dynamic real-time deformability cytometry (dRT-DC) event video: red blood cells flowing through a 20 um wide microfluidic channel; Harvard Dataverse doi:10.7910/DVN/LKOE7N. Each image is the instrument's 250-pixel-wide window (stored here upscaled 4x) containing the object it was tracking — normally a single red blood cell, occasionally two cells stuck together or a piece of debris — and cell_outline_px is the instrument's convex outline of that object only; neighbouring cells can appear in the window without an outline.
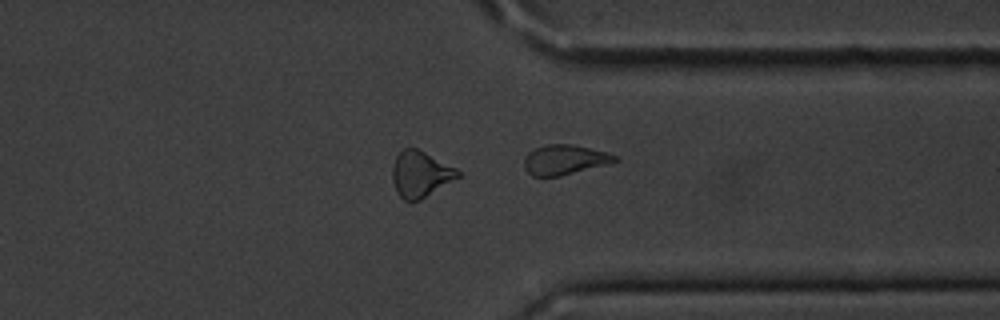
{"species": "common noctule bat (a hibernating species)", "species_latin": "Nyctalus noctula", "temperature_condition": "cold", "stored_images_in_passage": 50, "camera_frame_rate_fps": 3000, "um_per_image_px": 0.085, "animal": {"sex": "male", "body_mass_g": 20.1, "forearm_length_mm": 53.5}, "frame": {"image": 1, "passage_image": 38, "time_ms": 12.333, "image_size_px": [1000, 320], "cell_outline_px": [[460, 176], [420, 200], [404, 200], [396, 192], [392, 180], [392, 164], [396, 156], [404, 148], [416, 148], [456, 168], [460, 172]], "centroid_in_image_um": [35.7, 14.8], "position_along_channel_um": 375.7, "area_um2": 17.34}}
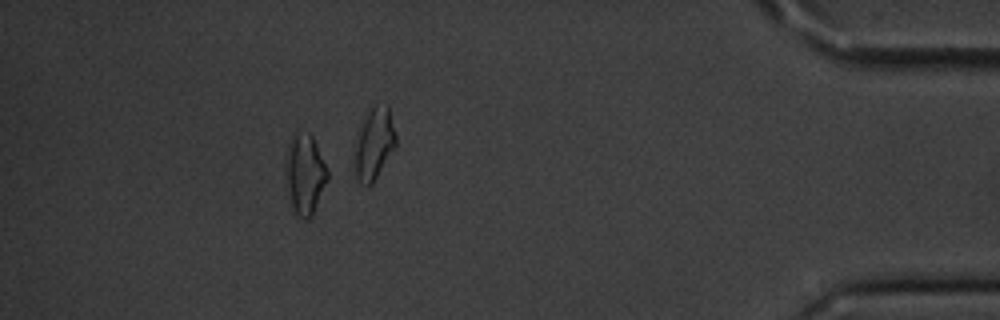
{"frame": {"image": 2, "passage_image": 45, "time_ms": 14.667, "image_size_px": [1000, 320], "cell_outline_px": [[328, 180], [312, 216], [308, 220], [304, 220], [296, 216], [284, 184], [284, 168], [288, 144], [292, 136], [296, 132], [308, 132], [312, 136], [316, 144], [328, 172]], "centroid_in_image_um": [25.87, 14.84], "position_along_channel_um": 409.3, "area_um2": 20.0}, "authors_computed_cell_mechanics": {"area_um2": 17.9758, "velocity_mm_per_s": 3.5801, "shape_relaxation_time_tau1_ms": 4.3097, "shape_relaxation_time_tau2_ms": 4.4865, "deformation_change_tau1": 0.084, "deformation_change_tau2": 0.1275}}